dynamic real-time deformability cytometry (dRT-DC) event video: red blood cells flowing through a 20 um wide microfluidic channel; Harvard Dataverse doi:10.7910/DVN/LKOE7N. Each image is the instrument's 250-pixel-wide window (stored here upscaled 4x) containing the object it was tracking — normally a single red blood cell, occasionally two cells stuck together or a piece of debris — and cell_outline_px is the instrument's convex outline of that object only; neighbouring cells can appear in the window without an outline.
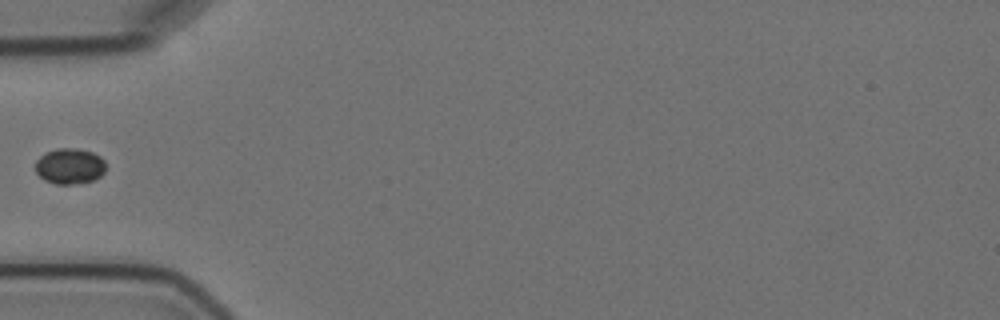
{"species": "Egyptian fruit bat (a non-hibernating species)", "species_latin": "Rousettus aegyptiacus", "temperature_condition": "cold", "stored_images_in_passage": 5, "segment_of_instrument_passage": [2, 2], "camera_frame_rate_fps": 3000, "um_per_image_px": 0.085, "animal": {"sex": "female"}, "frame": {"image": 1, "passage_image": 5, "time_ms": 5.667, "image_size_px": [1000, 320], "cell_outline_px": [[104, 172], [100, 176], [92, 180], [72, 184], [56, 184], [44, 180], [36, 172], [36, 160], [44, 152], [56, 148], [76, 148], [92, 152], [100, 156], [104, 160]], "centroid_in_image_um": [5.9, 14.1], "position_along_channel_um": 79.1, "area_um2": 14.62}}